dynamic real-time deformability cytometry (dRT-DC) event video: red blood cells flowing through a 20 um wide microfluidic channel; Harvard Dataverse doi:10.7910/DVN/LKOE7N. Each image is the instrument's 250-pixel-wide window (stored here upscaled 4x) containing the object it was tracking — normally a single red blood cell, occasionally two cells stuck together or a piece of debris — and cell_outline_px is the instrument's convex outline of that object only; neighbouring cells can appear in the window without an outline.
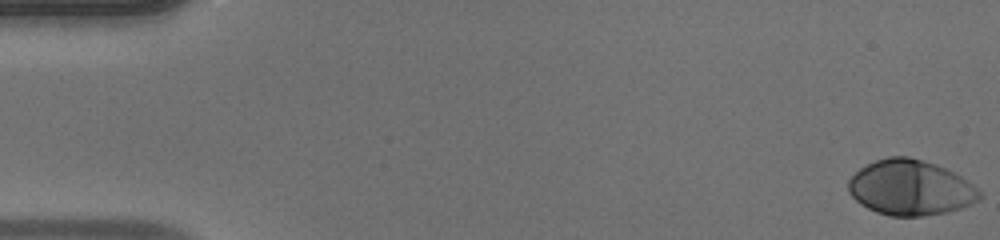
{"species": "human", "species_latin": "Homo sapiens", "temperature_condition": "warm", "stored_images_in_passage": 12, "camera_frame_rate_fps": 3000, "um_per_image_px": 0.085, "donor": {"sex": "male"}, "frame": {"image": 1, "passage_image": 1, "time_ms": 0.0, "image_size_px": [1000, 240], "cell_outline_px": [[984, 196], [980, 200], [960, 208], [948, 212], [924, 216], [892, 216], [876, 212], [860, 204], [848, 192], [848, 180], [860, 168], [876, 160], [888, 156], [908, 156], [936, 164], [960, 176], [972, 184]], "centroid_in_image_um": [77.38, 15.96], "position_along_channel_um": 7.6, "area_um2": 42.19}}